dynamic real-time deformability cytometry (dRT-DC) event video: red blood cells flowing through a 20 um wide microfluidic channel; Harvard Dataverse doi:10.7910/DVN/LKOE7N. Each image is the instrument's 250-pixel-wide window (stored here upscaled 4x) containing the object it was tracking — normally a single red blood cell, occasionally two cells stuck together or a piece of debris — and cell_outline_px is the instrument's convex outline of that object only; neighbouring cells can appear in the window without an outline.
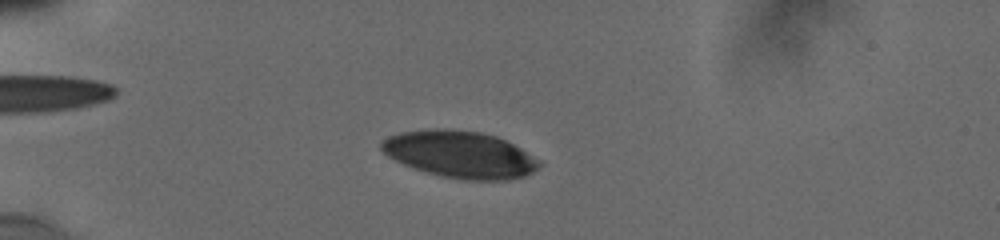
{"species": "human", "species_latin": "Homo sapiens", "temperature_condition": "cold", "stored_images_in_passage": 27, "camera_frame_rate_fps": 3000, "um_per_image_px": 0.085, "donor": {"sex": "male"}, "frame": {"image": 1, "passage_image": 13, "time_ms": 4.667, "image_size_px": [1000, 240], "cell_outline_px": [[544, 164], [528, 176], [508, 180], [460, 180], [440, 176], [412, 168], [388, 156], [380, 148], [380, 140], [388, 136], [400, 132], [436, 128], [444, 128], [480, 132], [496, 136], [520, 148]], "centroid_in_image_um": [39.09, 13.13], "position_along_channel_um": 45.9, "area_um2": 43.41}}
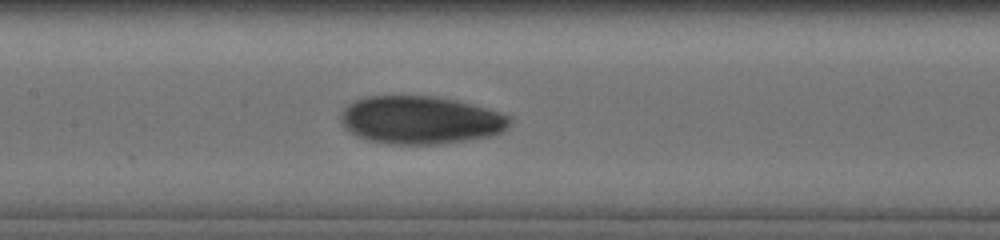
{"frame": {"image": 2, "passage_image": 24, "time_ms": 9.0, "image_size_px": [1000, 240], "cell_outline_px": [[508, 124], [500, 132], [492, 136], [436, 144], [388, 144], [368, 140], [356, 136], [348, 132], [344, 128], [340, 120], [340, 116], [344, 108], [348, 104], [356, 100], [368, 96], [436, 96], [456, 100], [472, 104], [508, 116]], "centroid_in_image_um": [35.65, 10.2], "position_along_channel_um": 171.8, "area_um2": 46.88}}
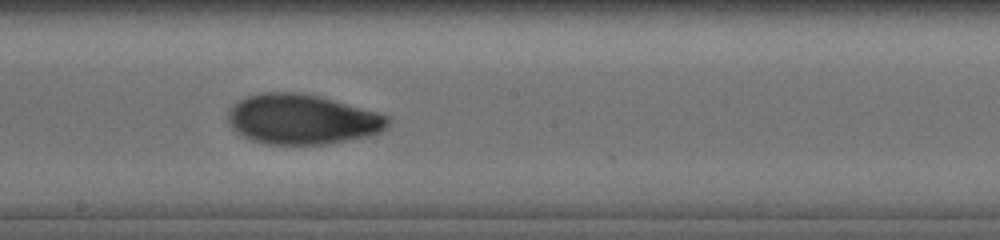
{"frame": {"image": 3, "passage_image": 26, "time_ms": 10.333, "image_size_px": [1000, 240], "cell_outline_px": [[388, 128], [372, 136], [328, 144], [268, 144], [252, 140], [240, 136], [228, 124], [228, 112], [240, 100], [248, 96], [264, 92], [296, 92], [320, 96], [376, 112], [388, 116]], "centroid_in_image_um": [25.69, 10.16], "position_along_channel_um": 222.5, "area_um2": 46.59}}